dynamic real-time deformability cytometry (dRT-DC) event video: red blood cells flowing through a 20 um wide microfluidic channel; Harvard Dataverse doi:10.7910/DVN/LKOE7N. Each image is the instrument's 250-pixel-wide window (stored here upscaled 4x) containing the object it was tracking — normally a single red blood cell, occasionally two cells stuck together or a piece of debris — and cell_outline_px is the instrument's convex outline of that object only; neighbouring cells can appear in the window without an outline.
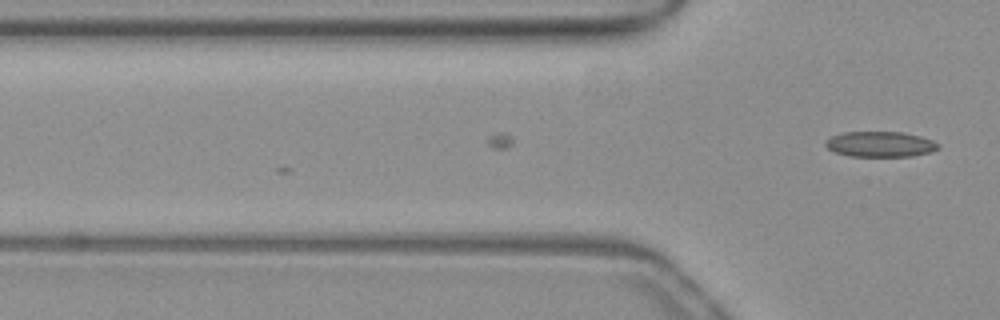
{"species": "common noctule bat (a hibernating species)", "species_latin": "Nyctalus noctula", "temperature_condition": "warm", "stored_images_in_passage": 3, "camera_frame_rate_fps": 3000, "um_per_image_px": 0.085, "animal": {"sex": "female", "body_mass_g": 19.3, "forearm_length_mm": 54.1}, "frame": {"image": 1, "passage_image": 3, "time_ms": 0.667, "image_size_px": [1000, 320], "cell_outline_px": [[940, 148], [932, 152], [912, 156], [848, 156], [836, 152], [828, 148], [824, 144], [824, 140], [832, 136], [844, 132], [904, 132], [920, 136], [932, 140], [940, 144]], "centroid_in_image_um": [74.84, 12.25], "position_along_channel_um": 51.0, "area_um2": 16.82}}